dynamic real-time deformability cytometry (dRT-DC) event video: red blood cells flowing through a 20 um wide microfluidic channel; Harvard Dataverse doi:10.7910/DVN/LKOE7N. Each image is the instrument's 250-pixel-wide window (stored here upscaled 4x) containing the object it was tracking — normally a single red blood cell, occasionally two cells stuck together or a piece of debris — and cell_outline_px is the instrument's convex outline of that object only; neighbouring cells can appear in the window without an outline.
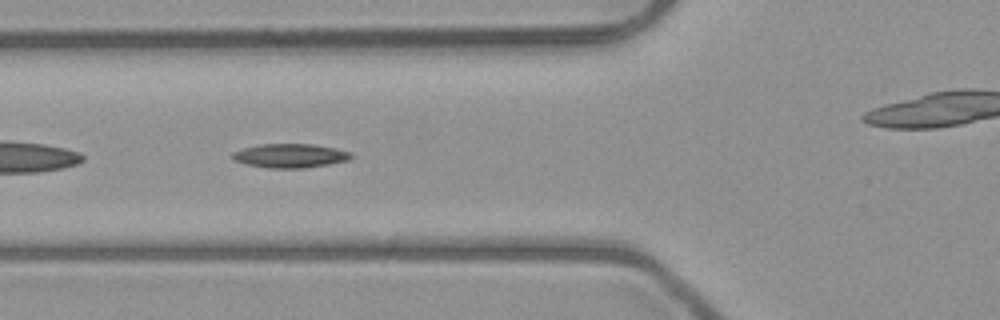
{"species": "common noctule bat (a hibernating species)", "species_latin": "Nyctalus noctula", "temperature_condition": "room temperature", "stored_images_in_passage": 9, "camera_frame_rate_fps": 3000, "um_per_image_px": 0.085, "animal": {"sex": "male", "body_mass_g": 23.1, "forearm_length_mm": 52.7}, "frame": {"image": 1, "passage_image": 6, "time_ms": 5.667, "image_size_px": [1000, 320], "cell_outline_px": [[352, 156], [348, 160], [328, 164], [304, 168], [268, 168], [248, 164], [236, 160], [232, 156], [232, 152], [244, 148], [260, 144], [312, 144], [336, 148], [352, 152]], "centroid_in_image_um": [24.69, 13.23], "position_along_channel_um": 101.1, "area_um2": 16.42}}
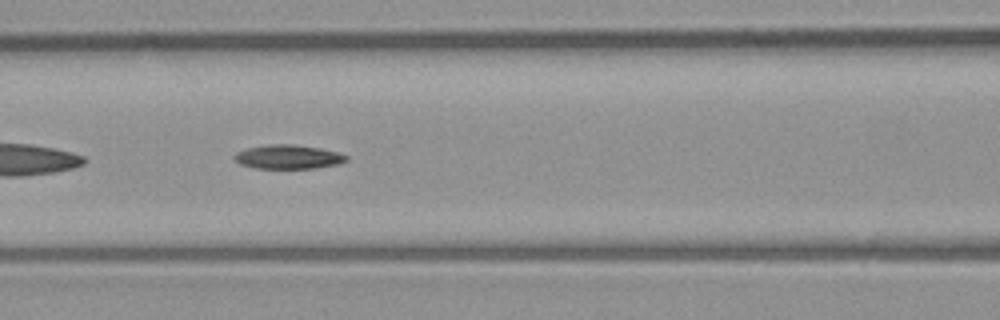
{"frame": {"image": 2, "passage_image": 7, "time_ms": 6.667, "image_size_px": [1000, 320], "cell_outline_px": [[348, 160], [340, 164], [316, 168], [256, 168], [240, 164], [232, 156], [236, 152], [248, 148], [272, 144], [288, 144], [320, 148], [336, 152], [348, 156]], "centroid_in_image_um": [24.51, 13.34], "position_along_channel_um": 142.1, "area_um2": 15.55}}
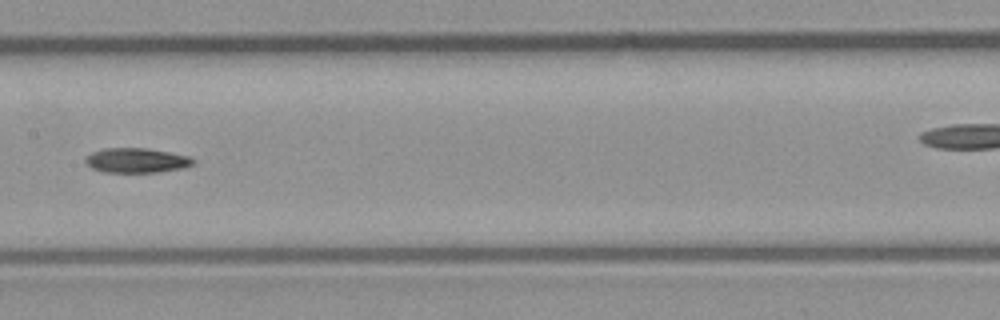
{"frame": {"image": 3, "passage_image": 8, "time_ms": 8.0, "image_size_px": [1000, 320], "cell_outline_px": [[196, 160], [192, 164], [180, 168], [156, 172], [104, 172], [92, 168], [84, 160], [92, 152], [104, 148], [148, 148], [188, 156]], "centroid_in_image_um": [11.58, 13.62], "position_along_channel_um": 195.8, "area_um2": 15.26}}